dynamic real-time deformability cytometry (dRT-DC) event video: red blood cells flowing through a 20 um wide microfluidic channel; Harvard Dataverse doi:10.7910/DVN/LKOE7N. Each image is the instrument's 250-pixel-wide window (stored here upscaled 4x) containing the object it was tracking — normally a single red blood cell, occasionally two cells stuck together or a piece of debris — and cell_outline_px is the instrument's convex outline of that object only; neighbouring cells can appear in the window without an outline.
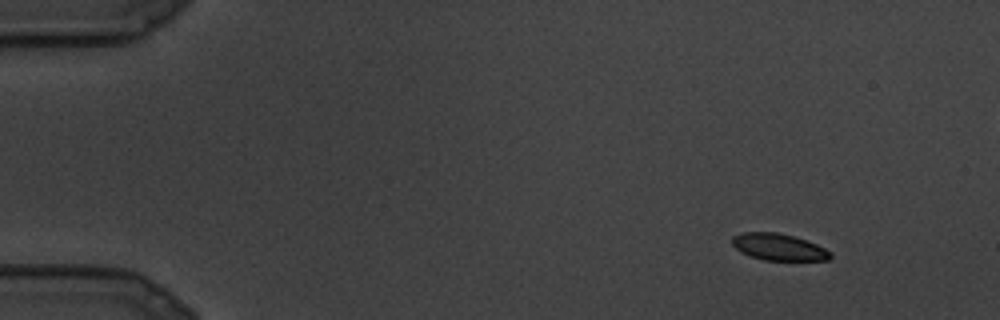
{"species": "common noctule bat (a hibernating species)", "species_latin": "Nyctalus noctula", "temperature_condition": "cold", "stored_images_in_passage": 18, "segment_of_instrument_passage": [1, 2], "camera_frame_rate_fps": 3000, "um_per_image_px": 0.085, "animal": {"sex": "male", "body_mass_g": 19.5, "forearm_length_mm": 54.6}, "frame": {"image": 1, "passage_image": 1, "time_ms": 0.0, "image_size_px": [1000, 320], "cell_outline_px": [[832, 256], [828, 260], [764, 260], [740, 252], [732, 244], [732, 236], [744, 232], [776, 232], [792, 236], [816, 244], [832, 252]], "centroid_in_image_um": [66.18, 21.0], "position_along_channel_um": 18.8, "area_um2": 15.14}}
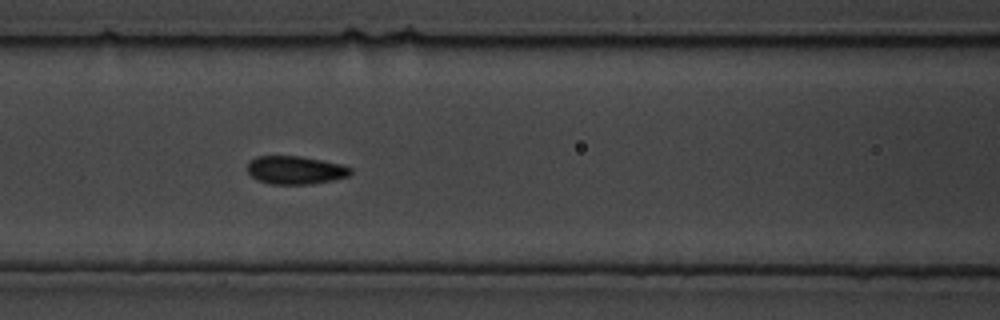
{"frame": {"image": 2, "passage_image": 10, "time_ms": 3.0, "image_size_px": [1000, 320], "cell_outline_px": [[352, 172], [348, 176], [332, 180], [308, 184], [272, 184], [256, 180], [248, 172], [248, 164], [256, 156], [300, 156], [344, 164], [352, 168]], "centroid_in_image_um": [25.13, 14.45], "position_along_channel_um": 141.5, "area_um2": 16.94}}
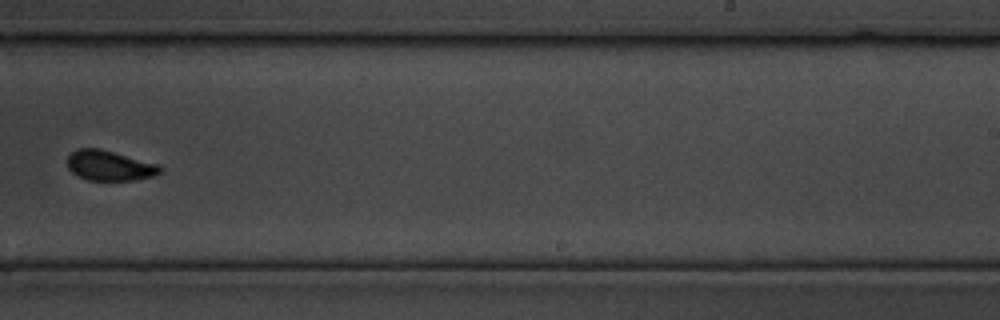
{"frame": {"image": 3, "passage_image": 16, "time_ms": 5.0, "image_size_px": [1000, 320], "cell_outline_px": [[160, 172], [152, 176], [132, 180], [88, 180], [72, 172], [68, 168], [68, 156], [76, 148], [100, 148], [156, 164], [160, 168]], "centroid_in_image_um": [9.25, 14.06], "position_along_channel_um": 279.8, "area_um2": 15.9}}